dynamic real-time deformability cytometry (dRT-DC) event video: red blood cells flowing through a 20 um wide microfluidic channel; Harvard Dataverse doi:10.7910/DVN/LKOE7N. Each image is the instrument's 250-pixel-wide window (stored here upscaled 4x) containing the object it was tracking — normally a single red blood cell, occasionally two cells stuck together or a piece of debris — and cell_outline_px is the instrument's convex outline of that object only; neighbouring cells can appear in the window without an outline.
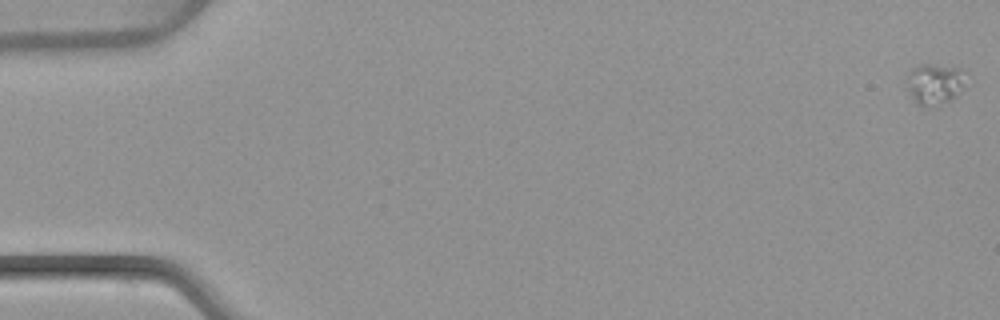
{"species": "common noctule bat (a hibernating species)", "species_latin": "Nyctalus noctula", "temperature_condition": "warm", "stored_images_in_passage": 6, "camera_frame_rate_fps": 3000, "um_per_image_px": 0.085, "animal": {"sex": "female", "body_mass_g": 22.7, "forearm_length_mm": 54.2}, "frame": {"image": 1, "passage_image": 1, "time_ms": 0.0, "image_size_px": [1000, 320], "cell_outline_px": [[964, 84], [956, 96], [952, 100], [928, 108], [924, 108], [916, 104], [912, 96], [908, 76], [908, 72], [912, 68], [920, 64], [928, 64], [960, 68]], "centroid_in_image_um": [79.43, 7.16], "position_along_channel_um": 5.6, "area_um2": 13.7}}
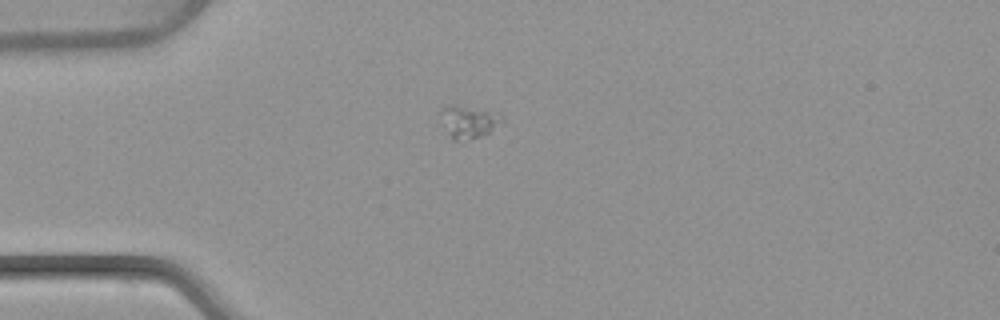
{"frame": {"image": 2, "passage_image": 5, "time_ms": 4.667, "image_size_px": [1000, 320], "cell_outline_px": [[504, 124], [488, 132], [476, 136], [456, 140], [452, 140], [448, 132], [440, 112], [448, 104], [456, 104], [500, 112], [504, 120]], "centroid_in_image_um": [39.92, 10.28], "position_along_channel_um": 45.1, "area_um2": 11.44}}